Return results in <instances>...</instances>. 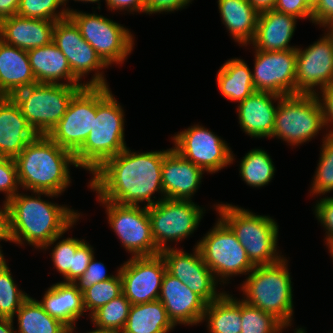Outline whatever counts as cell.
<instances>
[{"label": "cell", "instance_id": "b9f144b4", "mask_svg": "<svg viewBox=\"0 0 333 333\" xmlns=\"http://www.w3.org/2000/svg\"><path fill=\"white\" fill-rule=\"evenodd\" d=\"M19 186L15 159L0 157V192L6 193L7 202L18 194Z\"/></svg>", "mask_w": 333, "mask_h": 333}, {"label": "cell", "instance_id": "f546056e", "mask_svg": "<svg viewBox=\"0 0 333 333\" xmlns=\"http://www.w3.org/2000/svg\"><path fill=\"white\" fill-rule=\"evenodd\" d=\"M218 8L234 40L247 46L254 38L259 12L248 0H218Z\"/></svg>", "mask_w": 333, "mask_h": 333}, {"label": "cell", "instance_id": "4dcf8cb0", "mask_svg": "<svg viewBox=\"0 0 333 333\" xmlns=\"http://www.w3.org/2000/svg\"><path fill=\"white\" fill-rule=\"evenodd\" d=\"M175 325L160 300L131 305L120 333H168Z\"/></svg>", "mask_w": 333, "mask_h": 333}, {"label": "cell", "instance_id": "d6986e66", "mask_svg": "<svg viewBox=\"0 0 333 333\" xmlns=\"http://www.w3.org/2000/svg\"><path fill=\"white\" fill-rule=\"evenodd\" d=\"M193 251V254H189L182 249L169 247L160 254L165 260L167 271L209 304L224 292L216 291L218 279L204 263L198 247L195 246Z\"/></svg>", "mask_w": 333, "mask_h": 333}, {"label": "cell", "instance_id": "94428289", "mask_svg": "<svg viewBox=\"0 0 333 333\" xmlns=\"http://www.w3.org/2000/svg\"><path fill=\"white\" fill-rule=\"evenodd\" d=\"M65 1L67 3L68 0H65ZM74 1H83V2H92V3L98 2L100 4V2H99L100 0H74Z\"/></svg>", "mask_w": 333, "mask_h": 333}, {"label": "cell", "instance_id": "44dd1931", "mask_svg": "<svg viewBox=\"0 0 333 333\" xmlns=\"http://www.w3.org/2000/svg\"><path fill=\"white\" fill-rule=\"evenodd\" d=\"M204 170L182 157L173 148L167 149L162 164L164 197L174 200H190L198 190Z\"/></svg>", "mask_w": 333, "mask_h": 333}, {"label": "cell", "instance_id": "d4e9b609", "mask_svg": "<svg viewBox=\"0 0 333 333\" xmlns=\"http://www.w3.org/2000/svg\"><path fill=\"white\" fill-rule=\"evenodd\" d=\"M297 17L274 9L259 13L253 40L255 50L265 52L296 50L289 42L294 35Z\"/></svg>", "mask_w": 333, "mask_h": 333}, {"label": "cell", "instance_id": "bcb514c9", "mask_svg": "<svg viewBox=\"0 0 333 333\" xmlns=\"http://www.w3.org/2000/svg\"><path fill=\"white\" fill-rule=\"evenodd\" d=\"M192 0H146V14L172 12L188 6Z\"/></svg>", "mask_w": 333, "mask_h": 333}, {"label": "cell", "instance_id": "816d5d0a", "mask_svg": "<svg viewBox=\"0 0 333 333\" xmlns=\"http://www.w3.org/2000/svg\"><path fill=\"white\" fill-rule=\"evenodd\" d=\"M20 0H0V21L16 15Z\"/></svg>", "mask_w": 333, "mask_h": 333}, {"label": "cell", "instance_id": "f1b7e54d", "mask_svg": "<svg viewBox=\"0 0 333 333\" xmlns=\"http://www.w3.org/2000/svg\"><path fill=\"white\" fill-rule=\"evenodd\" d=\"M93 257L91 245L83 239L69 237L59 240L51 253L54 267L63 275L64 283H73L81 277Z\"/></svg>", "mask_w": 333, "mask_h": 333}, {"label": "cell", "instance_id": "277c9868", "mask_svg": "<svg viewBox=\"0 0 333 333\" xmlns=\"http://www.w3.org/2000/svg\"><path fill=\"white\" fill-rule=\"evenodd\" d=\"M126 147L123 109L109 86H96V117L86 141L74 154L75 161L93 173Z\"/></svg>", "mask_w": 333, "mask_h": 333}, {"label": "cell", "instance_id": "60d3db41", "mask_svg": "<svg viewBox=\"0 0 333 333\" xmlns=\"http://www.w3.org/2000/svg\"><path fill=\"white\" fill-rule=\"evenodd\" d=\"M66 5L65 0H20L16 15L26 18L57 21L68 17L70 8L56 11ZM58 12V13H57Z\"/></svg>", "mask_w": 333, "mask_h": 333}, {"label": "cell", "instance_id": "ee69618b", "mask_svg": "<svg viewBox=\"0 0 333 333\" xmlns=\"http://www.w3.org/2000/svg\"><path fill=\"white\" fill-rule=\"evenodd\" d=\"M314 213L326 229V243L333 242V197L327 196L317 201Z\"/></svg>", "mask_w": 333, "mask_h": 333}, {"label": "cell", "instance_id": "6f0895ef", "mask_svg": "<svg viewBox=\"0 0 333 333\" xmlns=\"http://www.w3.org/2000/svg\"><path fill=\"white\" fill-rule=\"evenodd\" d=\"M1 248V247H0ZM6 263V260L2 254V251L0 249V268Z\"/></svg>", "mask_w": 333, "mask_h": 333}, {"label": "cell", "instance_id": "7bdbcfd3", "mask_svg": "<svg viewBox=\"0 0 333 333\" xmlns=\"http://www.w3.org/2000/svg\"><path fill=\"white\" fill-rule=\"evenodd\" d=\"M115 275H108L103 263L95 261V256L91 259L86 271L73 284L83 293L91 286L101 281H107Z\"/></svg>", "mask_w": 333, "mask_h": 333}, {"label": "cell", "instance_id": "7a4b0ae2", "mask_svg": "<svg viewBox=\"0 0 333 333\" xmlns=\"http://www.w3.org/2000/svg\"><path fill=\"white\" fill-rule=\"evenodd\" d=\"M33 193L35 197L18 193L8 201L11 242L22 246L26 241L46 250L73 227L80 213L41 199V195L56 197L58 194Z\"/></svg>", "mask_w": 333, "mask_h": 333}, {"label": "cell", "instance_id": "be15d7a7", "mask_svg": "<svg viewBox=\"0 0 333 333\" xmlns=\"http://www.w3.org/2000/svg\"><path fill=\"white\" fill-rule=\"evenodd\" d=\"M75 328H73V329H70L67 333H73V332H75V330H74Z\"/></svg>", "mask_w": 333, "mask_h": 333}, {"label": "cell", "instance_id": "4fadbf2b", "mask_svg": "<svg viewBox=\"0 0 333 333\" xmlns=\"http://www.w3.org/2000/svg\"><path fill=\"white\" fill-rule=\"evenodd\" d=\"M52 42L66 56L74 77L80 81L91 71H95L92 79L84 86H108L100 70L108 68L94 48L83 39L79 28L68 16L57 20L53 29Z\"/></svg>", "mask_w": 333, "mask_h": 333}, {"label": "cell", "instance_id": "7c38bea8", "mask_svg": "<svg viewBox=\"0 0 333 333\" xmlns=\"http://www.w3.org/2000/svg\"><path fill=\"white\" fill-rule=\"evenodd\" d=\"M106 206L108 223L116 232L123 247L132 253L131 257L160 254L152 237L151 221L147 207L123 205L98 199Z\"/></svg>", "mask_w": 333, "mask_h": 333}, {"label": "cell", "instance_id": "6da1fadb", "mask_svg": "<svg viewBox=\"0 0 333 333\" xmlns=\"http://www.w3.org/2000/svg\"><path fill=\"white\" fill-rule=\"evenodd\" d=\"M167 150L136 153L125 148L118 155L107 159L92 173L90 189L97 192L98 199L123 205H154L151 196L161 193L162 164Z\"/></svg>", "mask_w": 333, "mask_h": 333}, {"label": "cell", "instance_id": "d590c367", "mask_svg": "<svg viewBox=\"0 0 333 333\" xmlns=\"http://www.w3.org/2000/svg\"><path fill=\"white\" fill-rule=\"evenodd\" d=\"M130 301L122 293L96 310L91 316L97 330L120 333L128 319L131 308Z\"/></svg>", "mask_w": 333, "mask_h": 333}, {"label": "cell", "instance_id": "5b68a950", "mask_svg": "<svg viewBox=\"0 0 333 333\" xmlns=\"http://www.w3.org/2000/svg\"><path fill=\"white\" fill-rule=\"evenodd\" d=\"M287 259L255 266L241 286L246 303L274 315L286 327L291 326L293 294Z\"/></svg>", "mask_w": 333, "mask_h": 333}, {"label": "cell", "instance_id": "74e56055", "mask_svg": "<svg viewBox=\"0 0 333 333\" xmlns=\"http://www.w3.org/2000/svg\"><path fill=\"white\" fill-rule=\"evenodd\" d=\"M116 274L113 278L96 283L82 293L83 306L85 312L90 310L89 316L122 294L121 275L118 270Z\"/></svg>", "mask_w": 333, "mask_h": 333}, {"label": "cell", "instance_id": "6125c7cd", "mask_svg": "<svg viewBox=\"0 0 333 333\" xmlns=\"http://www.w3.org/2000/svg\"><path fill=\"white\" fill-rule=\"evenodd\" d=\"M294 333H305V330L303 328H299Z\"/></svg>", "mask_w": 333, "mask_h": 333}, {"label": "cell", "instance_id": "11a10c76", "mask_svg": "<svg viewBox=\"0 0 333 333\" xmlns=\"http://www.w3.org/2000/svg\"><path fill=\"white\" fill-rule=\"evenodd\" d=\"M320 0H306L308 6L313 10L319 3Z\"/></svg>", "mask_w": 333, "mask_h": 333}, {"label": "cell", "instance_id": "8992f818", "mask_svg": "<svg viewBox=\"0 0 333 333\" xmlns=\"http://www.w3.org/2000/svg\"><path fill=\"white\" fill-rule=\"evenodd\" d=\"M215 208L254 266L274 264L283 258L277 252L279 228L274 219L231 204H218Z\"/></svg>", "mask_w": 333, "mask_h": 333}, {"label": "cell", "instance_id": "d6a6232c", "mask_svg": "<svg viewBox=\"0 0 333 333\" xmlns=\"http://www.w3.org/2000/svg\"><path fill=\"white\" fill-rule=\"evenodd\" d=\"M210 333H241V301L224 292L207 304L202 321Z\"/></svg>", "mask_w": 333, "mask_h": 333}, {"label": "cell", "instance_id": "9c48e42d", "mask_svg": "<svg viewBox=\"0 0 333 333\" xmlns=\"http://www.w3.org/2000/svg\"><path fill=\"white\" fill-rule=\"evenodd\" d=\"M196 246L204 263L223 284L228 277L247 275L255 267L235 233L221 218H218L214 228L212 227Z\"/></svg>", "mask_w": 333, "mask_h": 333}, {"label": "cell", "instance_id": "db71d44e", "mask_svg": "<svg viewBox=\"0 0 333 333\" xmlns=\"http://www.w3.org/2000/svg\"><path fill=\"white\" fill-rule=\"evenodd\" d=\"M13 324V319L11 318H0V333H17L14 330Z\"/></svg>", "mask_w": 333, "mask_h": 333}, {"label": "cell", "instance_id": "2e32d148", "mask_svg": "<svg viewBox=\"0 0 333 333\" xmlns=\"http://www.w3.org/2000/svg\"><path fill=\"white\" fill-rule=\"evenodd\" d=\"M118 269L122 293L132 305L158 300L162 279L167 270L161 254L131 257Z\"/></svg>", "mask_w": 333, "mask_h": 333}, {"label": "cell", "instance_id": "836d02e7", "mask_svg": "<svg viewBox=\"0 0 333 333\" xmlns=\"http://www.w3.org/2000/svg\"><path fill=\"white\" fill-rule=\"evenodd\" d=\"M17 333H67L70 329L61 321L50 316L38 300L28 297L16 312Z\"/></svg>", "mask_w": 333, "mask_h": 333}, {"label": "cell", "instance_id": "8fae6325", "mask_svg": "<svg viewBox=\"0 0 333 333\" xmlns=\"http://www.w3.org/2000/svg\"><path fill=\"white\" fill-rule=\"evenodd\" d=\"M147 211L151 221L152 237L161 252L168 249L167 241H182L197 229L203 209L192 200L159 198Z\"/></svg>", "mask_w": 333, "mask_h": 333}, {"label": "cell", "instance_id": "cb8c5ba5", "mask_svg": "<svg viewBox=\"0 0 333 333\" xmlns=\"http://www.w3.org/2000/svg\"><path fill=\"white\" fill-rule=\"evenodd\" d=\"M55 22L13 15L0 21V39L26 51L42 47L52 42Z\"/></svg>", "mask_w": 333, "mask_h": 333}, {"label": "cell", "instance_id": "603a6c76", "mask_svg": "<svg viewBox=\"0 0 333 333\" xmlns=\"http://www.w3.org/2000/svg\"><path fill=\"white\" fill-rule=\"evenodd\" d=\"M282 96L255 91L238 104V118L240 127L251 137H272L275 124V114L278 108L273 100L279 101Z\"/></svg>", "mask_w": 333, "mask_h": 333}, {"label": "cell", "instance_id": "ffe728a7", "mask_svg": "<svg viewBox=\"0 0 333 333\" xmlns=\"http://www.w3.org/2000/svg\"><path fill=\"white\" fill-rule=\"evenodd\" d=\"M158 300L164 305L174 325H197L202 322L207 303L167 270L162 279Z\"/></svg>", "mask_w": 333, "mask_h": 333}, {"label": "cell", "instance_id": "4316f807", "mask_svg": "<svg viewBox=\"0 0 333 333\" xmlns=\"http://www.w3.org/2000/svg\"><path fill=\"white\" fill-rule=\"evenodd\" d=\"M27 54L37 83L59 84V80L65 79L66 85L84 86L74 77L66 56L53 42L30 49Z\"/></svg>", "mask_w": 333, "mask_h": 333}, {"label": "cell", "instance_id": "e0dca14e", "mask_svg": "<svg viewBox=\"0 0 333 333\" xmlns=\"http://www.w3.org/2000/svg\"><path fill=\"white\" fill-rule=\"evenodd\" d=\"M255 52L252 76L256 91L296 95V50Z\"/></svg>", "mask_w": 333, "mask_h": 333}, {"label": "cell", "instance_id": "f5cc1de1", "mask_svg": "<svg viewBox=\"0 0 333 333\" xmlns=\"http://www.w3.org/2000/svg\"><path fill=\"white\" fill-rule=\"evenodd\" d=\"M248 1L259 13L274 9L277 2V0H248Z\"/></svg>", "mask_w": 333, "mask_h": 333}, {"label": "cell", "instance_id": "f907efd6", "mask_svg": "<svg viewBox=\"0 0 333 333\" xmlns=\"http://www.w3.org/2000/svg\"><path fill=\"white\" fill-rule=\"evenodd\" d=\"M3 204L2 209L0 207V241L11 242L9 205L6 200Z\"/></svg>", "mask_w": 333, "mask_h": 333}, {"label": "cell", "instance_id": "e575fe53", "mask_svg": "<svg viewBox=\"0 0 333 333\" xmlns=\"http://www.w3.org/2000/svg\"><path fill=\"white\" fill-rule=\"evenodd\" d=\"M239 169L243 181L253 187L267 185L276 170L270 155L262 149L250 150L241 160Z\"/></svg>", "mask_w": 333, "mask_h": 333}, {"label": "cell", "instance_id": "484cf974", "mask_svg": "<svg viewBox=\"0 0 333 333\" xmlns=\"http://www.w3.org/2000/svg\"><path fill=\"white\" fill-rule=\"evenodd\" d=\"M36 83L27 51L0 39V96L10 97Z\"/></svg>", "mask_w": 333, "mask_h": 333}, {"label": "cell", "instance_id": "3957f363", "mask_svg": "<svg viewBox=\"0 0 333 333\" xmlns=\"http://www.w3.org/2000/svg\"><path fill=\"white\" fill-rule=\"evenodd\" d=\"M15 162L20 187L58 195L71 182L69 164L78 167L74 154L57 145L48 135H37Z\"/></svg>", "mask_w": 333, "mask_h": 333}, {"label": "cell", "instance_id": "680465c9", "mask_svg": "<svg viewBox=\"0 0 333 333\" xmlns=\"http://www.w3.org/2000/svg\"><path fill=\"white\" fill-rule=\"evenodd\" d=\"M86 333H118V332H110V331H104V330H93V331H90V332H86Z\"/></svg>", "mask_w": 333, "mask_h": 333}, {"label": "cell", "instance_id": "ab89813d", "mask_svg": "<svg viewBox=\"0 0 333 333\" xmlns=\"http://www.w3.org/2000/svg\"><path fill=\"white\" fill-rule=\"evenodd\" d=\"M314 175L311 193L325 195L333 191V135L326 134Z\"/></svg>", "mask_w": 333, "mask_h": 333}, {"label": "cell", "instance_id": "30bf717a", "mask_svg": "<svg viewBox=\"0 0 333 333\" xmlns=\"http://www.w3.org/2000/svg\"><path fill=\"white\" fill-rule=\"evenodd\" d=\"M68 16L108 66L124 62L134 48V38L128 28L111 19L72 9Z\"/></svg>", "mask_w": 333, "mask_h": 333}, {"label": "cell", "instance_id": "f35d334b", "mask_svg": "<svg viewBox=\"0 0 333 333\" xmlns=\"http://www.w3.org/2000/svg\"><path fill=\"white\" fill-rule=\"evenodd\" d=\"M7 263L0 268V315L14 320V315L29 297L15 284Z\"/></svg>", "mask_w": 333, "mask_h": 333}, {"label": "cell", "instance_id": "ba28073f", "mask_svg": "<svg viewBox=\"0 0 333 333\" xmlns=\"http://www.w3.org/2000/svg\"><path fill=\"white\" fill-rule=\"evenodd\" d=\"M323 127L324 117L317 95H287L278 101L272 137L298 146L315 137Z\"/></svg>", "mask_w": 333, "mask_h": 333}, {"label": "cell", "instance_id": "c3c4849f", "mask_svg": "<svg viewBox=\"0 0 333 333\" xmlns=\"http://www.w3.org/2000/svg\"><path fill=\"white\" fill-rule=\"evenodd\" d=\"M312 23L319 24L325 28L333 23V0H320L312 10Z\"/></svg>", "mask_w": 333, "mask_h": 333}, {"label": "cell", "instance_id": "9f6ffc18", "mask_svg": "<svg viewBox=\"0 0 333 333\" xmlns=\"http://www.w3.org/2000/svg\"><path fill=\"white\" fill-rule=\"evenodd\" d=\"M325 27H328V33L330 34V36L333 38V23H330L328 25H326Z\"/></svg>", "mask_w": 333, "mask_h": 333}, {"label": "cell", "instance_id": "8d00e7d4", "mask_svg": "<svg viewBox=\"0 0 333 333\" xmlns=\"http://www.w3.org/2000/svg\"><path fill=\"white\" fill-rule=\"evenodd\" d=\"M241 333H280L286 326L274 315L241 300Z\"/></svg>", "mask_w": 333, "mask_h": 333}, {"label": "cell", "instance_id": "ac0fdd59", "mask_svg": "<svg viewBox=\"0 0 333 333\" xmlns=\"http://www.w3.org/2000/svg\"><path fill=\"white\" fill-rule=\"evenodd\" d=\"M296 52V94L316 95V86L322 90L333 83V38L328 32Z\"/></svg>", "mask_w": 333, "mask_h": 333}, {"label": "cell", "instance_id": "91938a15", "mask_svg": "<svg viewBox=\"0 0 333 333\" xmlns=\"http://www.w3.org/2000/svg\"><path fill=\"white\" fill-rule=\"evenodd\" d=\"M329 247V251L331 253V257L333 258V242L326 244ZM333 260V259H332Z\"/></svg>", "mask_w": 333, "mask_h": 333}, {"label": "cell", "instance_id": "f6af8a7d", "mask_svg": "<svg viewBox=\"0 0 333 333\" xmlns=\"http://www.w3.org/2000/svg\"><path fill=\"white\" fill-rule=\"evenodd\" d=\"M274 10L312 21V9L306 0H277Z\"/></svg>", "mask_w": 333, "mask_h": 333}, {"label": "cell", "instance_id": "9a60e30c", "mask_svg": "<svg viewBox=\"0 0 333 333\" xmlns=\"http://www.w3.org/2000/svg\"><path fill=\"white\" fill-rule=\"evenodd\" d=\"M96 117V86H84L72 98L62 119L48 136L75 154L86 141Z\"/></svg>", "mask_w": 333, "mask_h": 333}, {"label": "cell", "instance_id": "7402d4cb", "mask_svg": "<svg viewBox=\"0 0 333 333\" xmlns=\"http://www.w3.org/2000/svg\"><path fill=\"white\" fill-rule=\"evenodd\" d=\"M36 136L14 100L0 96V157L15 159Z\"/></svg>", "mask_w": 333, "mask_h": 333}, {"label": "cell", "instance_id": "83f0119b", "mask_svg": "<svg viewBox=\"0 0 333 333\" xmlns=\"http://www.w3.org/2000/svg\"><path fill=\"white\" fill-rule=\"evenodd\" d=\"M41 301L43 309L69 329L76 328V321L85 312L82 293L73 283L57 282L51 285Z\"/></svg>", "mask_w": 333, "mask_h": 333}, {"label": "cell", "instance_id": "7dc6e473", "mask_svg": "<svg viewBox=\"0 0 333 333\" xmlns=\"http://www.w3.org/2000/svg\"><path fill=\"white\" fill-rule=\"evenodd\" d=\"M320 91L322 97H320L319 94L316 95L322 108L325 127L327 125L328 128L330 124L333 126V83ZM332 129L327 133L328 135H333Z\"/></svg>", "mask_w": 333, "mask_h": 333}, {"label": "cell", "instance_id": "5bb4252c", "mask_svg": "<svg viewBox=\"0 0 333 333\" xmlns=\"http://www.w3.org/2000/svg\"><path fill=\"white\" fill-rule=\"evenodd\" d=\"M173 140L175 151L206 172L213 174L233 163V151L225 140L203 126L193 125L177 133Z\"/></svg>", "mask_w": 333, "mask_h": 333}, {"label": "cell", "instance_id": "1f68e13d", "mask_svg": "<svg viewBox=\"0 0 333 333\" xmlns=\"http://www.w3.org/2000/svg\"><path fill=\"white\" fill-rule=\"evenodd\" d=\"M217 84L220 93L235 102L243 101L256 91L252 71L240 58L228 60L221 66L217 73Z\"/></svg>", "mask_w": 333, "mask_h": 333}, {"label": "cell", "instance_id": "681fc988", "mask_svg": "<svg viewBox=\"0 0 333 333\" xmlns=\"http://www.w3.org/2000/svg\"><path fill=\"white\" fill-rule=\"evenodd\" d=\"M108 9L112 10H127L130 12L146 13V0H105Z\"/></svg>", "mask_w": 333, "mask_h": 333}, {"label": "cell", "instance_id": "52a82bcc", "mask_svg": "<svg viewBox=\"0 0 333 333\" xmlns=\"http://www.w3.org/2000/svg\"><path fill=\"white\" fill-rule=\"evenodd\" d=\"M84 86L36 83L10 97L37 135H48L62 119L73 96Z\"/></svg>", "mask_w": 333, "mask_h": 333}]
</instances>
